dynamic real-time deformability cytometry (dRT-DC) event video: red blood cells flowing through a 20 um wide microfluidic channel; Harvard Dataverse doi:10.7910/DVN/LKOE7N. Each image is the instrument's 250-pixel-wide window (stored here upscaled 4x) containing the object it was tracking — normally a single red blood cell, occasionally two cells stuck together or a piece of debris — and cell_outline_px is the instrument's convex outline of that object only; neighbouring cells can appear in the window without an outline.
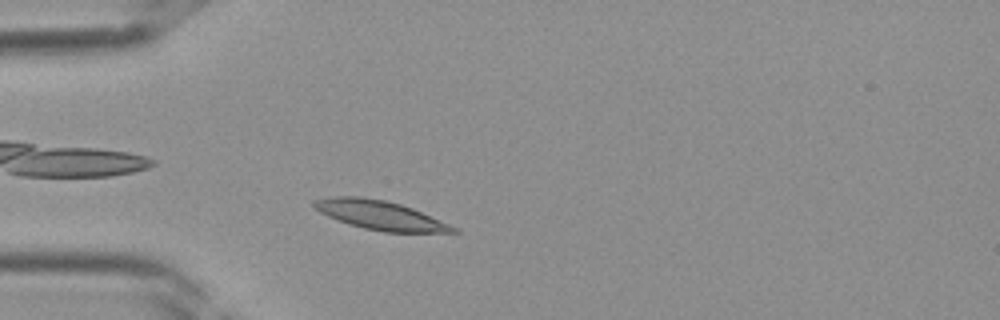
{"species": "Egyptian fruit bat (a non-hibernating species)", "species_latin": "Rousettus aegyptiacus", "temperature_condition": "room temperature", "stored_images_in_passage": 32, "camera_frame_rate_fps": 3000, "um_per_image_px": 0.085, "frame": {"image": 1, "passage_image": 4, "time_ms": 1.0, "image_size_px": [1000, 320], "cell_outline_px": [[460, 232], [384, 232], [364, 228], [348, 224], [328, 216], [320, 212], [312, 204], [312, 200], [328, 196], [360, 196], [384, 200], [400, 204], [412, 208], [448, 224], [456, 228]], "centroid_in_image_um": [32.24, 18.27], "position_along_channel_um": 52.8, "area_um2": 23.29}}
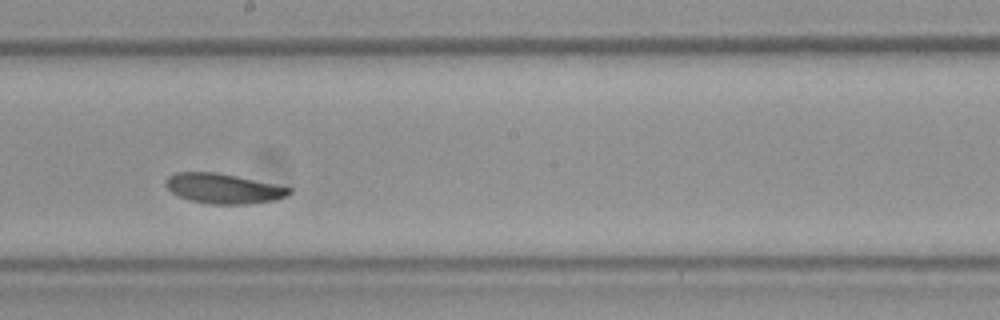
{"frame": {"image": 2, "passage_image": 15, "time_ms": 4.667, "image_size_px": [1000, 320], "cell_outline_px": [[292, 192], [288, 196], [276, 200], [248, 204], [208, 204], [192, 200], [180, 196], [172, 192], [164, 184], [164, 180], [168, 176], [176, 172], [216, 172], [236, 176], [292, 188]], "centroid_in_image_um": [18.99, 16.02], "position_along_channel_um": 229.2, "area_um2": 21.5}}
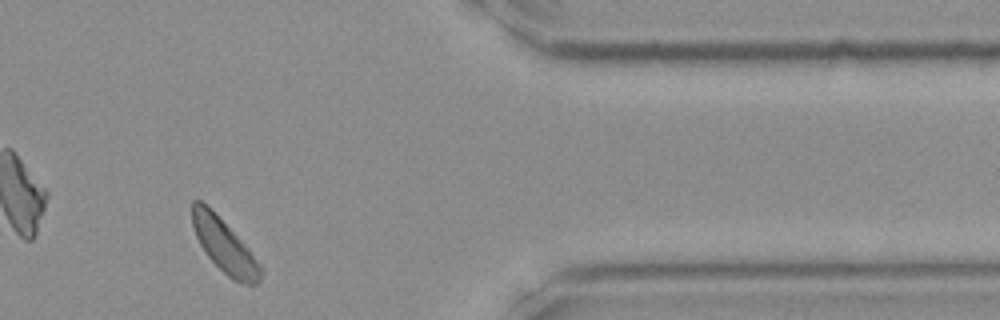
{"frame": {"image": 3, "passage_image": 26, "time_ms": 8.333, "image_size_px": [1000, 320], "cell_outline_px": [[264, 272], [260, 280], [256, 284], [240, 284], [232, 280], [204, 252], [196, 236], [192, 224], [192, 200], [200, 200], [248, 248], [264, 268]], "centroid_in_image_um": [19.11, 20.97], "position_along_channel_um": 392.3, "area_um2": 20.75}}